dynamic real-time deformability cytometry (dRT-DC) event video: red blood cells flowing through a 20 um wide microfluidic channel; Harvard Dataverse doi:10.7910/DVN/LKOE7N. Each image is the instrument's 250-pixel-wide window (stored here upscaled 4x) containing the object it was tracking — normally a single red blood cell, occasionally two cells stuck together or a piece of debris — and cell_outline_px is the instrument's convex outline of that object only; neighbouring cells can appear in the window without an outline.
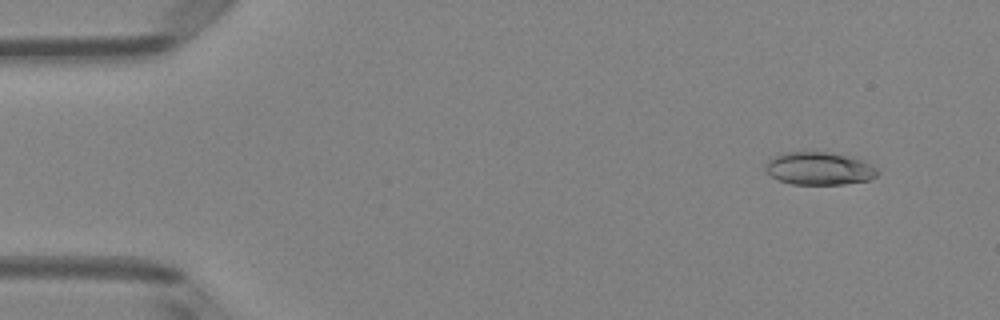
{"species": "Egyptian fruit bat (a non-hibernating species)", "species_latin": "Rousettus aegyptiacus", "temperature_condition": "room temperature", "stored_images_in_passage": 5, "camera_frame_rate_fps": 3000, "um_per_image_px": 0.085, "animal": {"sex": "female"}, "frame": {"image": 1, "passage_image": 2, "time_ms": 0.333, "image_size_px": [1000, 320], "cell_outline_px": [[880, 172], [876, 176], [868, 180], [844, 184], [792, 184], [780, 180], [772, 176], [764, 168], [764, 164], [772, 156], [784, 152], [828, 152], [864, 160], [872, 164]], "centroid_in_image_um": [69.63, 14.32], "position_along_channel_um": 15.4, "area_um2": 21.44}}
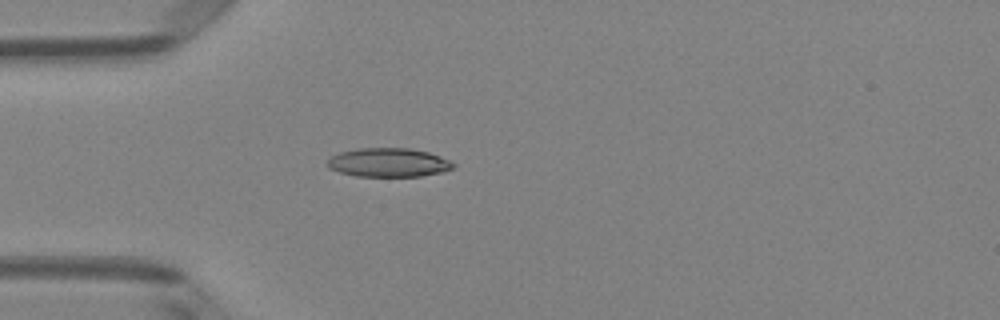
{"frame": {"image": 2, "passage_image": 5, "time_ms": 1.333, "image_size_px": [1000, 320], "cell_outline_px": [[456, 164], [452, 168], [444, 172], [420, 176], [356, 176], [340, 172], [328, 168], [328, 160], [332, 156], [340, 152], [360, 148], [408, 148], [428, 152], [440, 156]], "centroid_in_image_um": [33.04, 13.81], "position_along_channel_um": 52.0, "area_um2": 21.04}}